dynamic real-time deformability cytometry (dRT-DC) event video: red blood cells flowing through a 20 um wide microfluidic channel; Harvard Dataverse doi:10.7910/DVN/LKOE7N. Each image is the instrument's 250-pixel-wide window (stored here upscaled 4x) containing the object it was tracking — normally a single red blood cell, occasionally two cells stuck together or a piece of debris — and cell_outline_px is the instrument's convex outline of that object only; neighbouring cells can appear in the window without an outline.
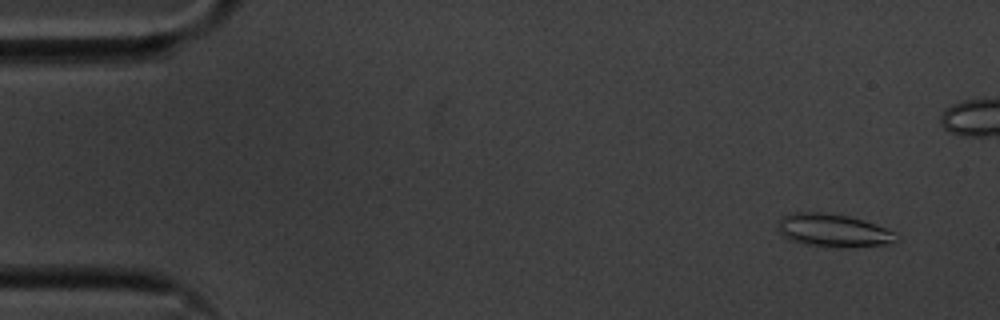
{"species": "common noctule bat (a hibernating species)", "species_latin": "Nyctalus noctula", "temperature_condition": "cold", "stored_images_in_passage": 57, "camera_frame_rate_fps": 3000, "um_per_image_px": 0.085, "animal": {"sex": "male", "body_mass_g": 20.1, "forearm_length_mm": 53.5}, "frame": {"image": 1, "passage_image": 4, "time_ms": 1.0, "image_size_px": [1000, 320], "cell_outline_px": [[900, 240], [892, 244], [848, 248], [828, 248], [804, 244], [788, 240], [776, 228], [780, 220], [784, 216], [792, 212], [828, 212], [848, 216], [864, 220], [896, 232]], "centroid_in_image_um": [70.87, 19.61], "position_along_channel_um": 14.1, "area_um2": 23.47}}
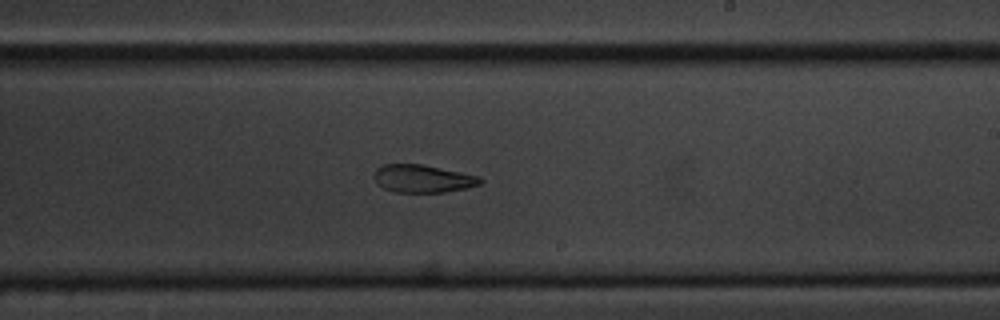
{"frame": {"image": 2, "passage_image": 33, "time_ms": 10.667, "image_size_px": [1000, 320], "cell_outline_px": [[484, 180], [480, 184], [468, 188], [444, 192], [396, 192], [384, 188], [372, 176], [376, 168], [384, 164], [420, 164], [480, 176]], "centroid_in_image_um": [35.95, 15.18], "position_along_channel_um": 253.0, "area_um2": 17.11}}
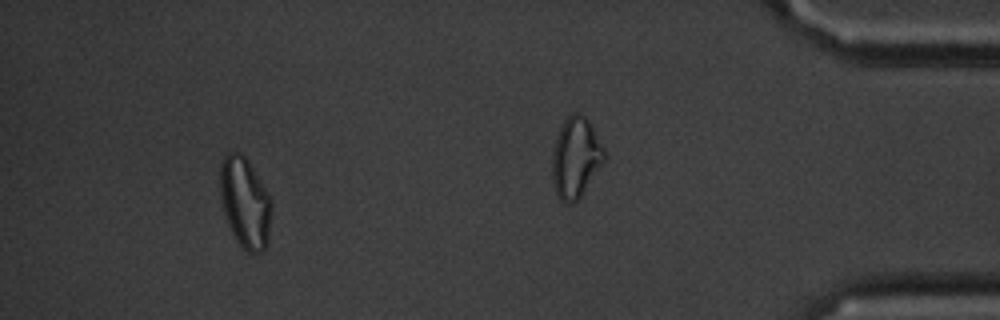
{"frame": {"image": 3, "passage_image": 52, "time_ms": 17.0, "image_size_px": [1000, 320], "cell_outline_px": [[272, 208], [268, 244], [264, 252], [248, 252], [236, 240], [228, 224], [224, 212], [220, 196], [220, 164], [224, 156], [228, 152], [240, 152], [248, 160], [272, 200]], "centroid_in_image_um": [20.84, 17.23], "position_along_channel_um": 414.4, "area_um2": 27.28}, "authors_computed_cell_mechanics": {"area_um2": 20.9236, "velocity_mm_per_s": 3.5679, "shape_relaxation_time_tau1_ms": 9.3611, "shape_relaxation_time_tau2_ms": 4.5377, "deformation_change_tau1": 0.1913, "deformation_change_tau2": 0.1251}}